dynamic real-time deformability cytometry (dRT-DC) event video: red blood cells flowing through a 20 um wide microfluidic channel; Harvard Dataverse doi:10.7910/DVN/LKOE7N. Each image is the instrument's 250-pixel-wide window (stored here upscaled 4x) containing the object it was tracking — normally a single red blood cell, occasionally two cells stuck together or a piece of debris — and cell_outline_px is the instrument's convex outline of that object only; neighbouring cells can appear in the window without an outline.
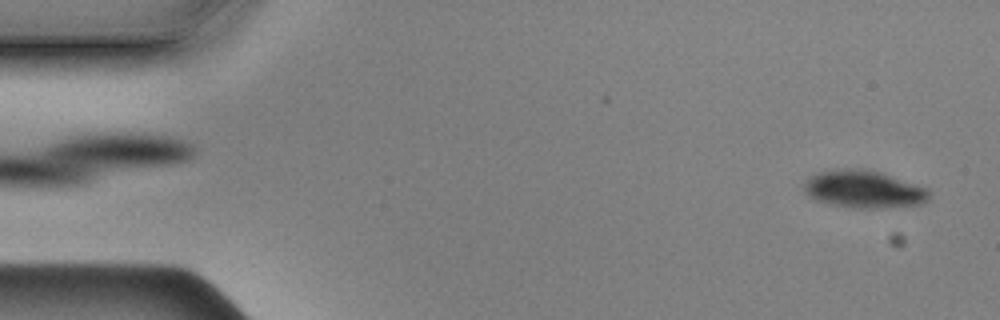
{"species": "Egyptian fruit bat (a non-hibernating species)", "species_latin": "Rousettus aegyptiacus", "temperature_condition": "cold", "stored_images_in_passage": 39, "camera_frame_rate_fps": 3000, "um_per_image_px": 0.085, "animal": {"sex": "male"}, "frame": {"image": 1, "passage_image": 2, "time_ms": 0.333, "image_size_px": [1000, 320], "cell_outline_px": [[932, 196], [924, 204], [876, 208], [856, 208], [816, 200], [804, 192], [804, 184], [812, 176], [820, 172], [844, 168], [856, 168], [880, 172], [928, 188], [932, 192]], "centroid_in_image_um": [73.5, 16.09], "position_along_channel_um": 11.5, "area_um2": 27.11}}
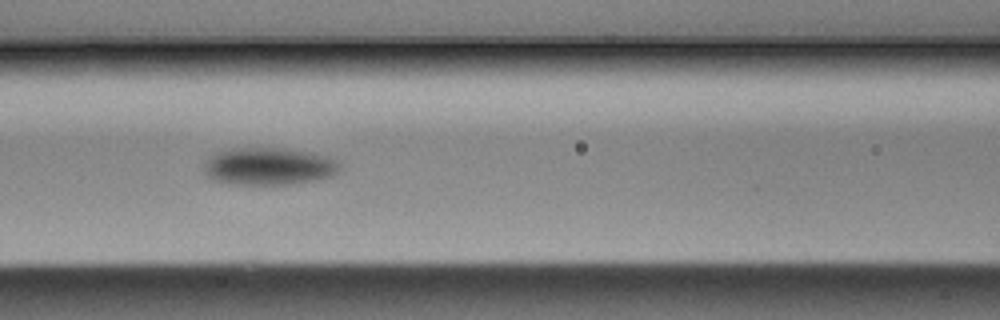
{"frame": {"image": 2, "passage_image": 23, "time_ms": 7.333, "image_size_px": [1000, 320], "cell_outline_px": [[340, 168], [332, 176], [316, 180], [292, 184], [228, 184], [212, 180], [204, 172], [204, 168], [208, 160], [212, 156], [220, 152], [236, 148], [284, 148], [304, 152], [320, 156], [332, 160], [340, 164]], "centroid_in_image_um": [22.81, 14.16], "position_along_channel_um": 143.8, "area_um2": 28.96}}
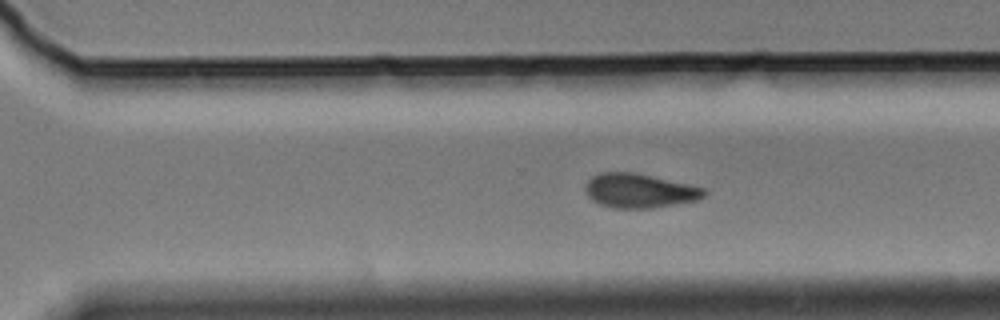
{"frame": {"image": 3, "passage_image": 39, "time_ms": 12.667, "image_size_px": [1000, 320], "cell_outline_px": [[708, 196], [700, 200], [652, 208], [612, 208], [600, 204], [592, 200], [584, 192], [584, 188], [588, 180], [592, 176], [600, 172], [632, 172], [708, 188]], "centroid_in_image_um": [54.4, 16.22], "position_along_channel_um": 316.2, "area_um2": 24.04}}